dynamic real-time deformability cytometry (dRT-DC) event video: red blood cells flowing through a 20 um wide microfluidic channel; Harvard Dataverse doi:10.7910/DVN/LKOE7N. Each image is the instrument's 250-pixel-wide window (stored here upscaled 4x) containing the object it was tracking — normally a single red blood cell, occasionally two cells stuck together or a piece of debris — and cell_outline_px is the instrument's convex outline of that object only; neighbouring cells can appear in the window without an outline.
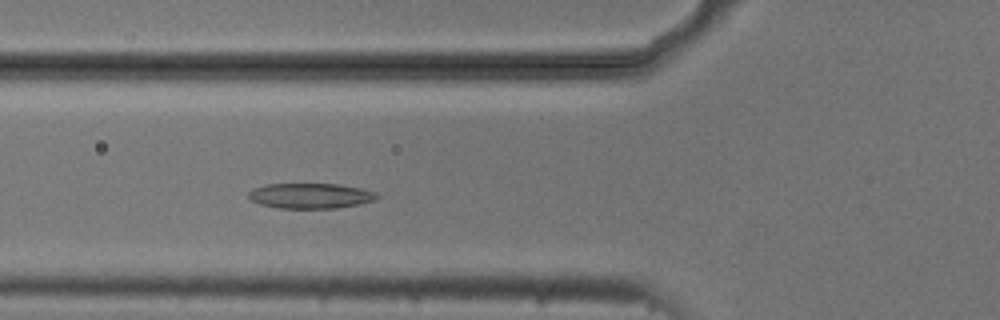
{"species": "common noctule bat (a hibernating species)", "species_latin": "Nyctalus noctula", "temperature_condition": "cold", "stored_images_in_passage": 52, "camera_frame_rate_fps": 3000, "um_per_image_px": 0.085, "animal": {"sex": "male", "body_mass_g": 20.5, "forearm_length_mm": 52.5}, "frame": {"image": 1, "passage_image": 18, "time_ms": 5.667, "image_size_px": [1000, 320], "cell_outline_px": [[380, 196], [376, 200], [360, 204], [336, 208], [276, 208], [260, 204], [252, 200], [248, 196], [248, 192], [252, 188], [268, 184], [340, 184], [360, 188], [376, 192]], "centroid_in_image_um": [26.41, 16.64], "position_along_channel_um": 99.4, "area_um2": 19.02}}
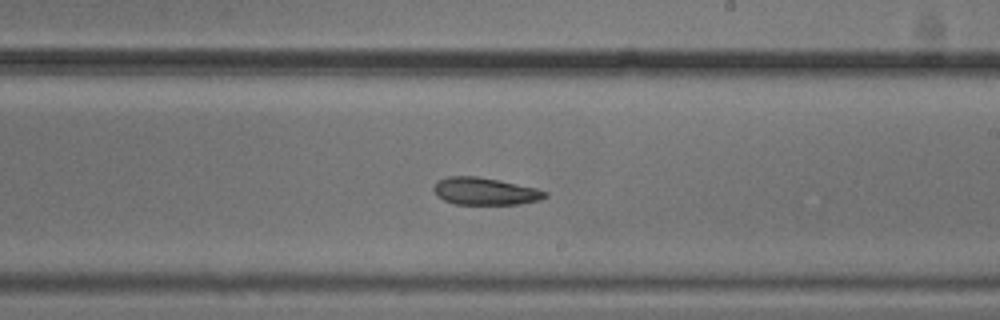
{"frame": {"image": 2, "passage_image": 30, "time_ms": 9.667, "image_size_px": [1000, 320], "cell_outline_px": [[548, 196], [540, 200], [520, 204], [456, 204], [444, 200], [432, 188], [440, 180], [448, 176], [476, 176], [536, 188], [548, 192]], "centroid_in_image_um": [41.27, 16.26], "position_along_channel_um": 247.7, "area_um2": 17.4}}
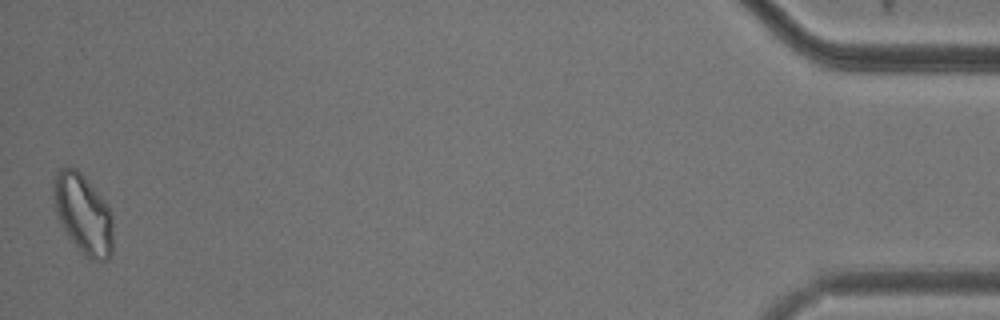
{"frame": {"image": 3, "passage_image": 52, "time_ms": 17.0, "image_size_px": [1000, 320], "cell_outline_px": [[112, 252], [108, 260], [92, 260], [84, 256], [68, 236], [56, 212], [56, 176], [60, 168], [76, 168], [84, 176], [108, 204], [112, 216]], "centroid_in_image_um": [7.14, 18.24], "position_along_channel_um": 428.1, "area_um2": 26.88}, "authors_computed_cell_mechanics": {"area_um2": 20.1433, "velocity_mm_per_s": 3.6972, "shape_relaxation_time_tau1_ms": 6.8644, "shape_relaxation_time_tau2_ms": 5.0551, "deformation_change_tau1": 0.1361, "deformation_change_tau2": 0.1182}}